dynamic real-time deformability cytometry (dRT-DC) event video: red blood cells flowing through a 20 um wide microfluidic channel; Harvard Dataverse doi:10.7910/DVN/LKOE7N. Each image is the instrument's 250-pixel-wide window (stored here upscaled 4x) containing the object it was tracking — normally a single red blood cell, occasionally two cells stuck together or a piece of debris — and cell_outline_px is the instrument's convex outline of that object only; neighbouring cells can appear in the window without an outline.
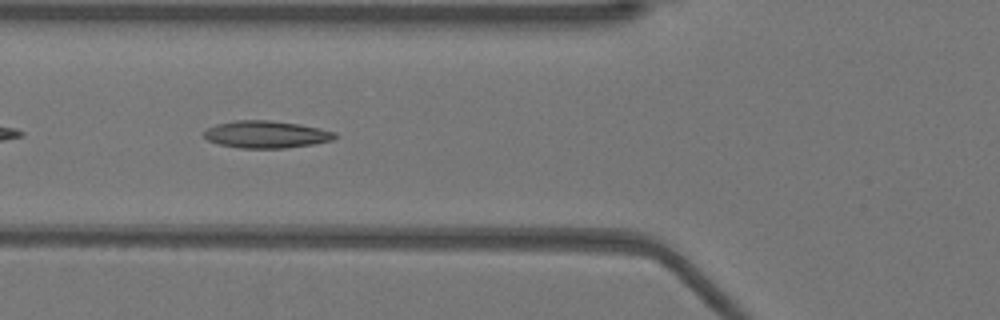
{"species": "Egyptian fruit bat (a non-hibernating species)", "species_latin": "Rousettus aegyptiacus", "temperature_condition": "warm", "stored_images_in_passage": 37, "camera_frame_rate_fps": 3000, "um_per_image_px": 0.085, "animal": {"sex": "female"}, "frame": {"image": 1, "passage_image": 5, "time_ms": 1.333, "image_size_px": [1000, 320], "cell_outline_px": [[336, 136], [332, 140], [312, 144], [284, 148], [240, 148], [220, 144], [208, 140], [204, 136], [204, 132], [208, 128], [216, 124], [236, 120], [268, 120], [300, 124], [320, 128], [336, 132]], "centroid_in_image_um": [22.63, 11.42], "position_along_channel_um": 103.2, "area_um2": 20.63}}
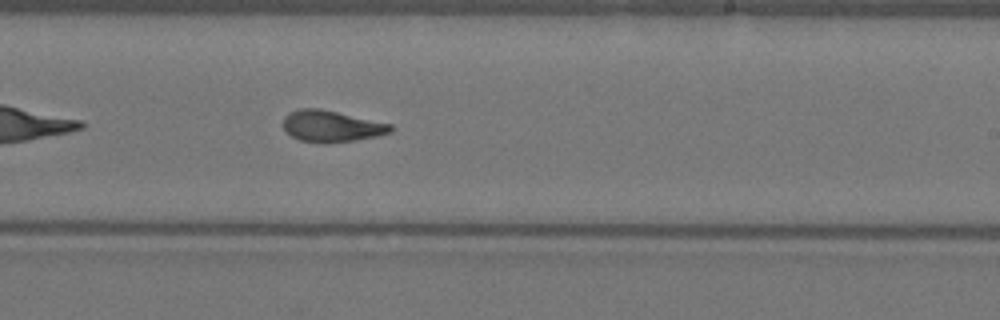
{"frame": {"image": 2, "passage_image": 17, "time_ms": 5.333, "image_size_px": [1000, 320], "cell_outline_px": [[392, 132], [376, 136], [328, 144], [320, 144], [300, 140], [292, 136], [284, 128], [284, 116], [288, 112], [300, 108], [320, 108], [392, 124]], "centroid_in_image_um": [28.15, 10.73], "position_along_channel_um": 260.8, "area_um2": 19.71}}
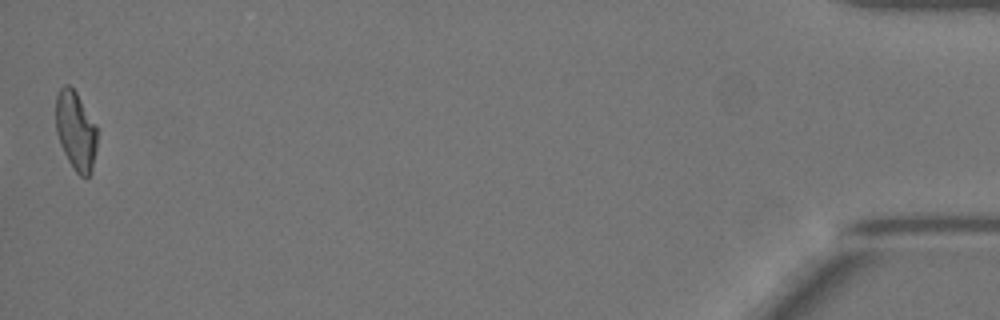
{"frame": {"image": 3, "passage_image": 37, "time_ms": 12.0, "image_size_px": [1000, 320], "cell_outline_px": [[96, 148], [92, 172], [88, 176], [80, 176], [76, 172], [68, 160], [60, 144], [56, 132], [56, 96], [60, 88], [64, 84], [68, 84], [76, 92], [96, 124]], "centroid_in_image_um": [6.43, 11.11], "position_along_channel_um": 428.8, "area_um2": 18.96}, "authors_computed_cell_mechanics": {"area_um2": 19.7098, "velocity_mm_per_s": 3.9419, "shape_relaxation_time_tau1_ms": 5.4736, "shape_relaxation_time_tau2_ms": 1.5863, "deformation_change_tau1": 0.2175, "deformation_change_tau2": 0.1001}}